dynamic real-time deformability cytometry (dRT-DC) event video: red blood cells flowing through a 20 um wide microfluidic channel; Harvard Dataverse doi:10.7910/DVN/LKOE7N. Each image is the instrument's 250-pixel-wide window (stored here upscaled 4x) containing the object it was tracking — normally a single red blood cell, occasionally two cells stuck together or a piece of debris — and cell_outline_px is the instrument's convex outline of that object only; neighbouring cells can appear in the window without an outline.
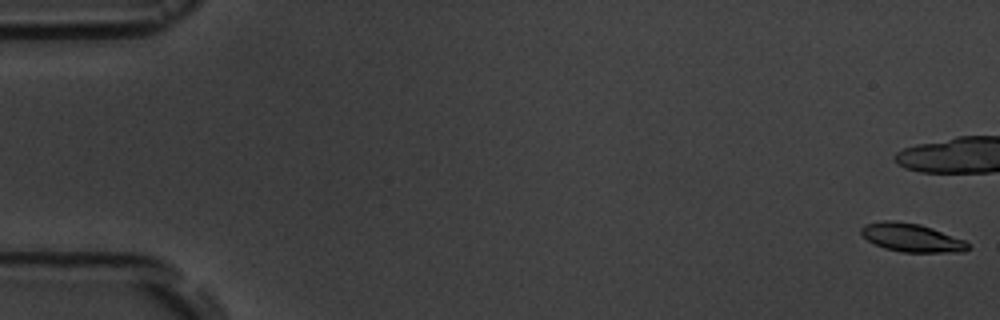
{"species": "common noctule bat (a hibernating species)", "species_latin": "Nyctalus noctula", "temperature_condition": "room temperature", "stored_images_in_passage": 7, "camera_frame_rate_fps": 3000, "um_per_image_px": 0.085, "animal": {"sex": "male", "body_mass_g": 19.5, "forearm_length_mm": 54.6}, "frame": {"image": 1, "passage_image": 1, "time_ms": 0.0, "image_size_px": [1000, 320], "cell_outline_px": [[972, 248], [964, 252], [900, 252], [884, 248], [868, 240], [860, 232], [860, 228], [864, 224], [884, 220], [896, 220], [920, 224], [932, 228], [964, 240], [972, 244]], "centroid_in_image_um": [77.52, 20.2], "position_along_channel_um": 7.5, "area_um2": 17.86}}